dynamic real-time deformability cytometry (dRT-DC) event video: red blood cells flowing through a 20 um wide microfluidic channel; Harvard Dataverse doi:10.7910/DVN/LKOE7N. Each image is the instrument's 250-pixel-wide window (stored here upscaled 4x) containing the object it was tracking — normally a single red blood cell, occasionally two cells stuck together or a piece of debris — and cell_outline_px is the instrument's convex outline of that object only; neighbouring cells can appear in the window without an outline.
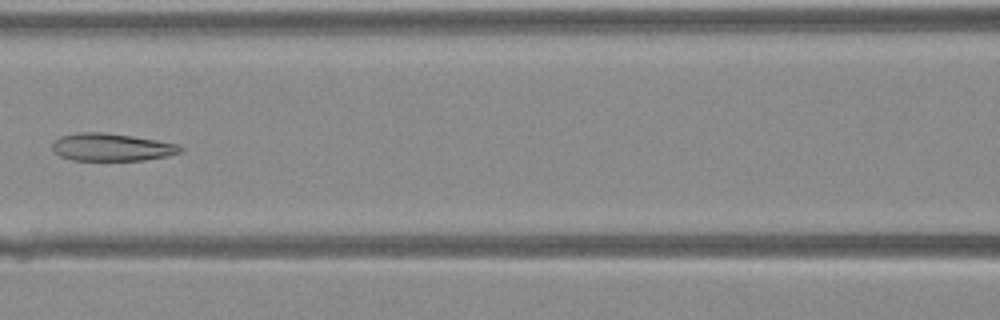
{"species": "Egyptian fruit bat (a non-hibernating species)", "species_latin": "Rousettus aegyptiacus", "temperature_condition": "warm", "stored_images_in_passage": 37, "camera_frame_rate_fps": 3000, "um_per_image_px": 0.085, "animal": {"sex": "female"}, "frame": {"image": 1, "passage_image": 15, "time_ms": 4.667, "image_size_px": [1000, 320], "cell_outline_px": [[184, 148], [180, 152], [168, 156], [144, 160], [72, 160], [60, 156], [52, 148], [52, 144], [60, 136], [76, 132], [104, 132], [132, 136], [180, 144]], "centroid_in_image_um": [9.51, 12.5], "position_along_channel_um": 157.1, "area_um2": 20.63}}
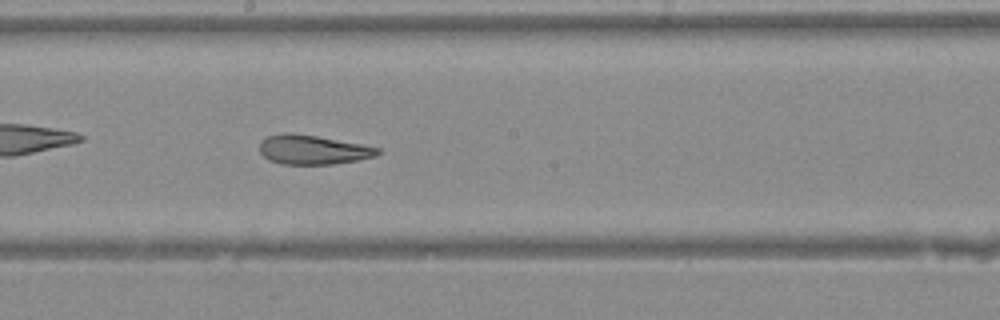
{"frame": {"image": 2, "passage_image": 19, "time_ms": 6.0, "image_size_px": [1000, 320], "cell_outline_px": [[380, 152], [376, 156], [356, 160], [332, 164], [280, 164], [268, 160], [260, 152], [260, 140], [268, 136], [284, 132], [288, 132], [316, 136], [360, 144], [380, 148]], "centroid_in_image_um": [26.55, 12.73], "position_along_channel_um": 221.7, "area_um2": 20.06}}
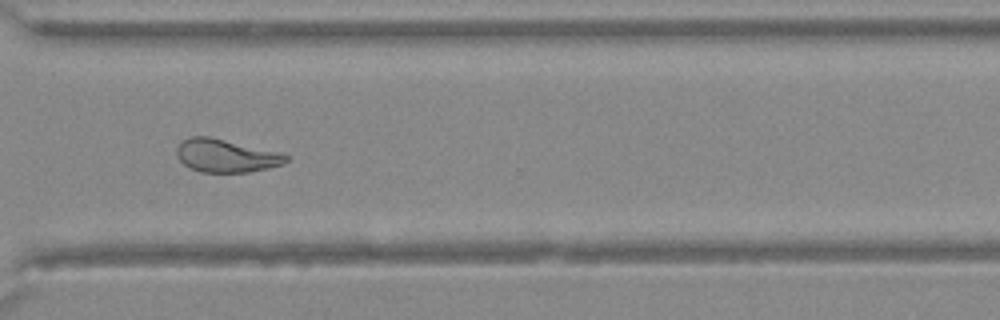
{"frame": {"image": 3, "passage_image": 27, "time_ms": 8.667, "image_size_px": [1000, 320], "cell_outline_px": [[288, 160], [284, 164], [268, 168], [248, 172], [200, 172], [188, 168], [176, 156], [176, 148], [188, 136], [208, 136], [288, 156]], "centroid_in_image_um": [19.11, 13.26], "position_along_channel_um": 351.5, "area_um2": 20.52}}